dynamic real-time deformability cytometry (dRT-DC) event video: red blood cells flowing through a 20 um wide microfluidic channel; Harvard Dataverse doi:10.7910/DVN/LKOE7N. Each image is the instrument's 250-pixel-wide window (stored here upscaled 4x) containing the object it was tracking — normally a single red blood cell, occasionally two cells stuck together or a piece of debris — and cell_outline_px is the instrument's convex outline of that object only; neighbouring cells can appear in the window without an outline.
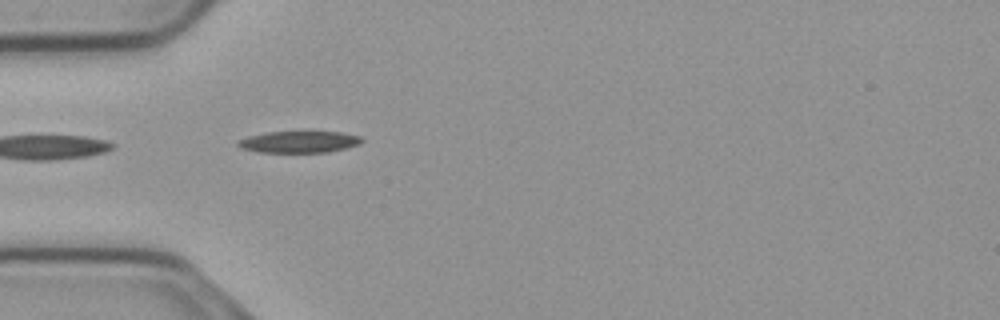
{"species": "common noctule bat (a hibernating species)", "species_latin": "Nyctalus noctula", "temperature_condition": "cold", "stored_images_in_passage": 3, "camera_frame_rate_fps": 3000, "um_per_image_px": 0.085, "animal": {"sex": "male", "body_mass_g": 23.1, "forearm_length_mm": 52.7}, "frame": {"image": 1, "passage_image": 1, "time_ms": 0.0, "image_size_px": [1000, 320], "cell_outline_px": [[364, 140], [360, 144], [328, 152], [260, 152], [240, 148], [236, 144], [236, 140], [248, 136], [268, 132], [340, 132], [360, 136]], "centroid_in_image_um": [25.39, 12.06], "position_along_channel_um": 59.6, "area_um2": 15.55}}